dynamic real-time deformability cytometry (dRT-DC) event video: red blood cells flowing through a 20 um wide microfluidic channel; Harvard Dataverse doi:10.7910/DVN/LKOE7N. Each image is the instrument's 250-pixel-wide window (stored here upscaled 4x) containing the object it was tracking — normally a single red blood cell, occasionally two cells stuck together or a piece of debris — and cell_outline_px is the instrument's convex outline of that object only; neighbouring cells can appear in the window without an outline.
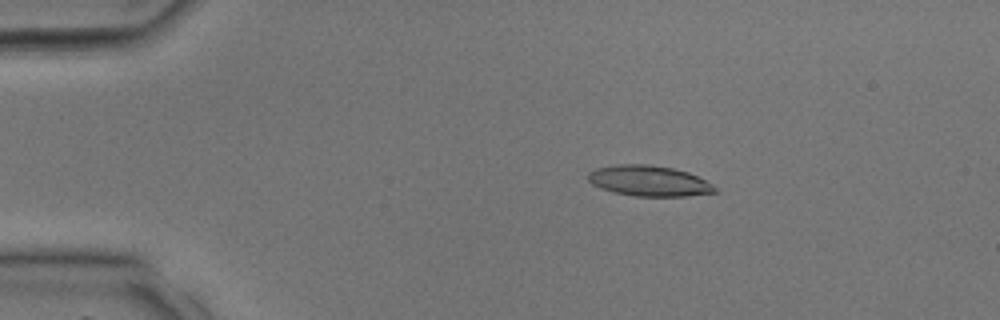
{"species": "common noctule bat (a hibernating species)", "species_latin": "Nyctalus noctula", "temperature_condition": "room temperature", "stored_images_in_passage": 33, "camera_frame_rate_fps": 3000, "um_per_image_px": 0.085, "animal": {"sex": "male", "body_mass_g": 17.9, "forearm_length_mm": 54.2}, "frame": {"image": 1, "passage_image": 6, "time_ms": 1.667, "image_size_px": [1000, 320], "cell_outline_px": [[720, 192], [688, 196], [636, 196], [612, 192], [600, 188], [592, 184], [588, 180], [588, 172], [596, 168], [616, 164], [648, 164], [672, 168], [688, 172], [712, 184]], "centroid_in_image_um": [55.15, 15.38], "position_along_channel_um": 29.8, "area_um2": 22.72}}
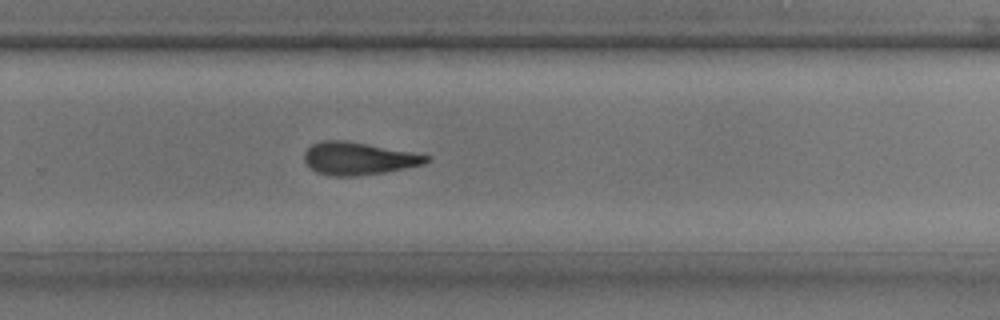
{"frame": {"image": 2, "passage_image": 23, "time_ms": 7.333, "image_size_px": [1000, 320], "cell_outline_px": [[432, 160], [424, 164], [384, 172], [352, 176], [332, 176], [316, 172], [304, 160], [304, 152], [312, 144], [320, 140], [348, 140], [412, 152], [432, 156]], "centroid_in_image_um": [30.48, 13.45], "position_along_channel_um": 299.3, "area_um2": 23.24}}
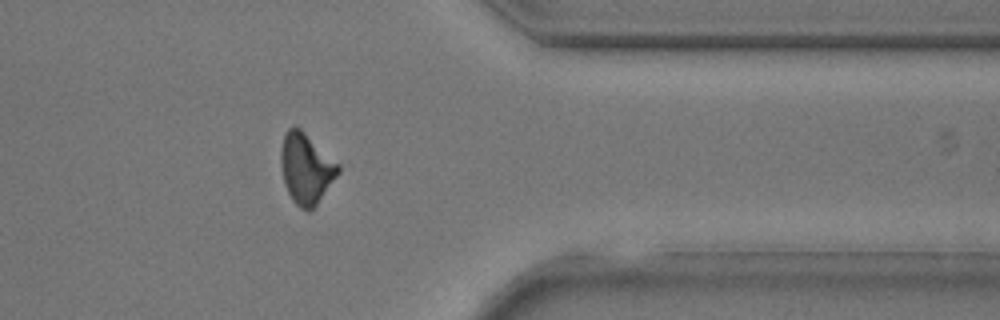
{"frame": {"image": 3, "passage_image": 28, "time_ms": 9.0, "image_size_px": [1000, 320], "cell_outline_px": [[340, 172], [316, 204], [308, 212], [300, 208], [292, 200], [288, 192], [284, 180], [280, 164], [280, 152], [284, 136], [288, 128], [300, 128], [340, 164]], "centroid_in_image_um": [26.02, 14.32], "position_along_channel_um": 385.4, "area_um2": 23.29}}